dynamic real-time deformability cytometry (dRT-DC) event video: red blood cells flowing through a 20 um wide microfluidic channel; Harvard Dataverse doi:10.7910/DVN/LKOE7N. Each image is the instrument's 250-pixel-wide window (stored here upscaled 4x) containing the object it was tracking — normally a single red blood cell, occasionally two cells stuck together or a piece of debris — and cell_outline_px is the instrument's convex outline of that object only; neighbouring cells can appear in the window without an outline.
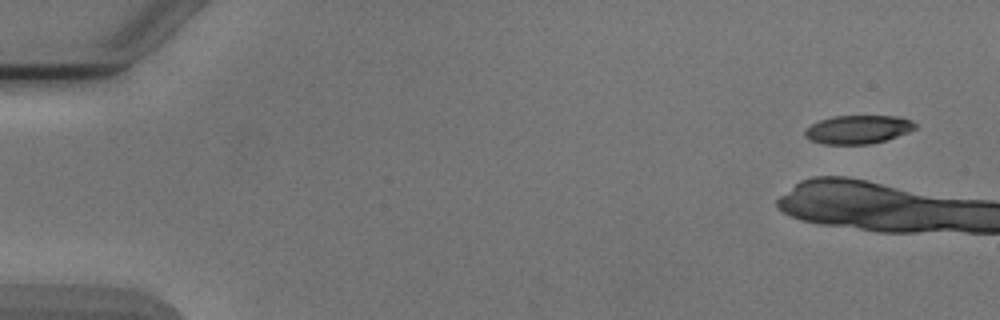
{"species": "Egyptian fruit bat (a non-hibernating species)", "species_latin": "Rousettus aegyptiacus", "temperature_condition": "cold", "stored_images_in_passage": 5, "camera_frame_rate_fps": 3000, "um_per_image_px": 0.085, "animal": {"sex": "male"}, "frame": {"image": 1, "passage_image": 1, "time_ms": 0.0, "image_size_px": [1000, 320], "cell_outline_px": [[916, 128], [908, 132], [884, 140], [868, 144], [824, 144], [808, 140], [804, 136], [804, 132], [812, 124], [820, 120], [832, 116], [900, 116], [912, 120], [916, 124]], "centroid_in_image_um": [72.92, 11.0], "position_along_channel_um": 12.1, "area_um2": 18.26}}